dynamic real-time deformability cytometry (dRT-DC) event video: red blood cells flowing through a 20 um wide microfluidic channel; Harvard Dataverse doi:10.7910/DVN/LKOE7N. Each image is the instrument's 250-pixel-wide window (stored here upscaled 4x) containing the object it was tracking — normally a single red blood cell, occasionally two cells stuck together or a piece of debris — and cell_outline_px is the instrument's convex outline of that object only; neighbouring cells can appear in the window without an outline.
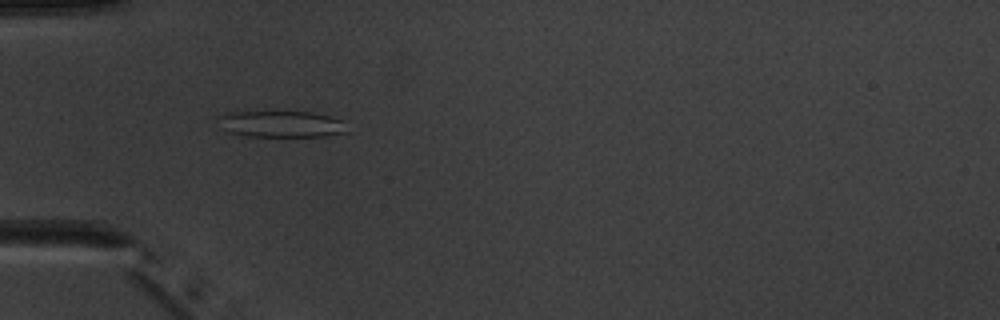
{"species": "common noctule bat (a hibernating species)", "species_latin": "Nyctalus noctula", "temperature_condition": "warm", "stored_images_in_passage": 9, "camera_frame_rate_fps": 3000, "um_per_image_px": 0.085, "animal": {"sex": "male", "body_mass_g": 20.1, "forearm_length_mm": 53.5}, "frame": {"image": 1, "passage_image": 4, "time_ms": 3.333, "image_size_px": [1000, 320], "cell_outline_px": [[348, 132], [324, 136], [240, 136], [224, 128], [216, 116], [228, 112], [312, 112], [332, 116], [344, 120]], "centroid_in_image_um": [23.96, 10.54], "position_along_channel_um": 61.0, "area_um2": 19.88}}
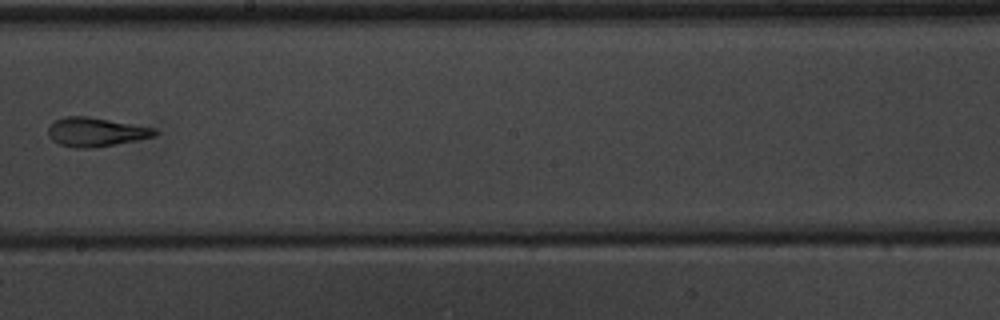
{"frame": {"image": 2, "passage_image": 8, "time_ms": 8.0, "image_size_px": [1000, 320], "cell_outline_px": [[156, 136], [136, 140], [92, 148], [76, 148], [60, 144], [52, 140], [48, 136], [48, 128], [56, 120], [64, 116], [88, 116], [156, 128]], "centroid_in_image_um": [8.13, 11.21], "position_along_channel_um": 240.1, "area_um2": 17.86}}
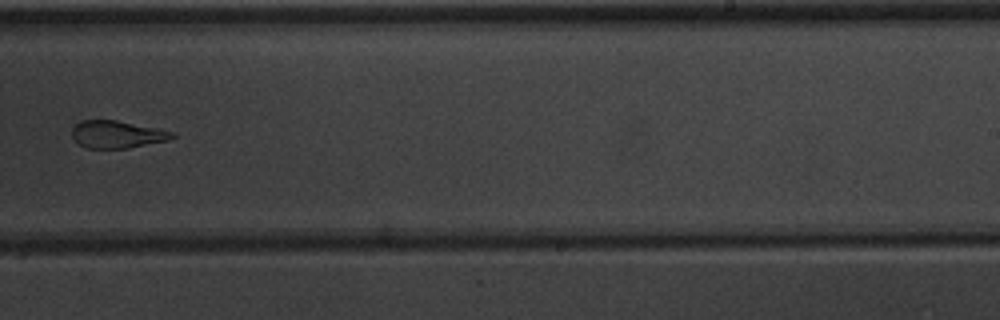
{"frame": {"image": 3, "passage_image": 9, "time_ms": 9.0, "image_size_px": [1000, 320], "cell_outline_px": [[176, 136], [168, 140], [128, 148], [84, 148], [72, 140], [72, 128], [80, 120], [116, 120], [160, 128], [176, 132]], "centroid_in_image_um": [9.95, 11.42], "position_along_channel_um": 279.1, "area_um2": 16.3}}